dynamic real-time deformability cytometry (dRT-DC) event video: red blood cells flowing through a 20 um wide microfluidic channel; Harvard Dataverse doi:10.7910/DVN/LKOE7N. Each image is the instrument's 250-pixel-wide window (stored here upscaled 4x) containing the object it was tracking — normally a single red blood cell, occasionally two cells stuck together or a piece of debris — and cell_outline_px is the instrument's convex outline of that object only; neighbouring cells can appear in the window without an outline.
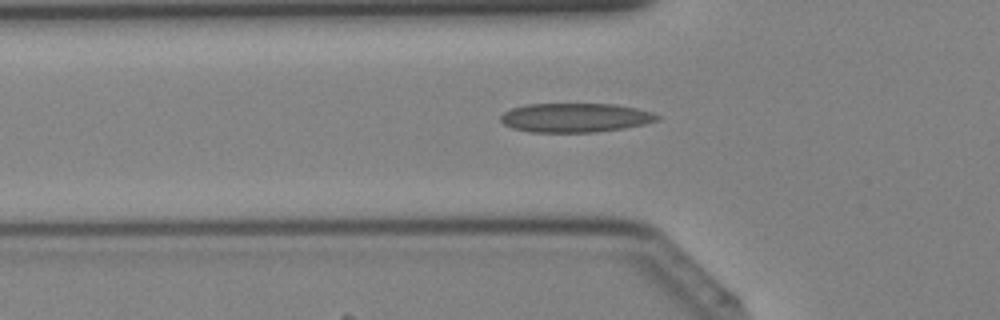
{"species": "Egyptian fruit bat (a non-hibernating species)", "species_latin": "Rousettus aegyptiacus", "temperature_condition": "cold", "stored_images_in_passage": 4, "camera_frame_rate_fps": 3000, "um_per_image_px": 0.085, "animal": {"sex": "female"}, "frame": {"image": 1, "passage_image": 3, "time_ms": 0.667, "image_size_px": [1000, 320], "cell_outline_px": [[660, 120], [644, 124], [596, 132], [532, 132], [512, 128], [504, 124], [500, 120], [500, 116], [504, 112], [512, 108], [524, 104], [616, 104], [636, 108], [652, 112], [660, 116]], "centroid_in_image_um": [48.88, 9.99], "position_along_channel_um": 76.9, "area_um2": 26.53}}